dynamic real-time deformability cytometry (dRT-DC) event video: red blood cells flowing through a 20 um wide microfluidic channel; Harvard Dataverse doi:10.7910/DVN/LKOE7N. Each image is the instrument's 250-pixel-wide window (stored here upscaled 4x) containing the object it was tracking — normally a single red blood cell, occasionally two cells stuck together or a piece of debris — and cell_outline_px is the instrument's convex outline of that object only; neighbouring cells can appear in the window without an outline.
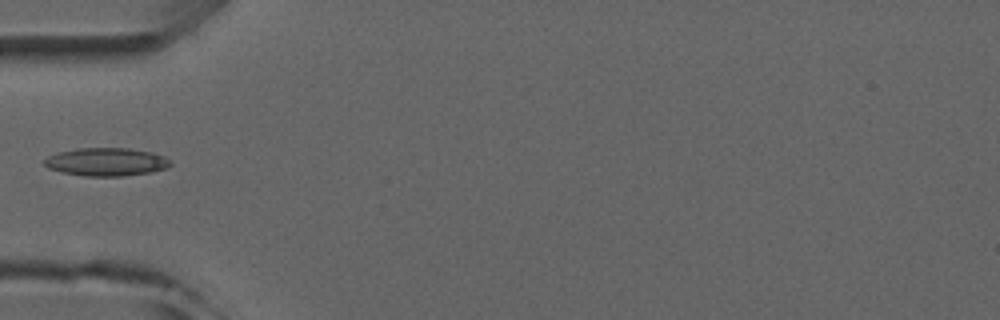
{"species": "common noctule bat (a hibernating species)", "species_latin": "Nyctalus noctula", "temperature_condition": "room temperature", "stored_images_in_passage": 5, "camera_frame_rate_fps": 3000, "um_per_image_px": 0.085, "animal": {"sex": "male", "forearm_length_mm": 52.5}, "frame": {"image": 1, "passage_image": 5, "time_ms": 4.667, "image_size_px": [1000, 320], "cell_outline_px": [[172, 164], [168, 168], [152, 172], [124, 176], [88, 176], [64, 172], [48, 168], [44, 164], [44, 160], [48, 156], [56, 152], [76, 148], [128, 148], [152, 152], [164, 156], [172, 160]], "centroid_in_image_um": [9.08, 13.75], "position_along_channel_um": 75.9, "area_um2": 20.81}}